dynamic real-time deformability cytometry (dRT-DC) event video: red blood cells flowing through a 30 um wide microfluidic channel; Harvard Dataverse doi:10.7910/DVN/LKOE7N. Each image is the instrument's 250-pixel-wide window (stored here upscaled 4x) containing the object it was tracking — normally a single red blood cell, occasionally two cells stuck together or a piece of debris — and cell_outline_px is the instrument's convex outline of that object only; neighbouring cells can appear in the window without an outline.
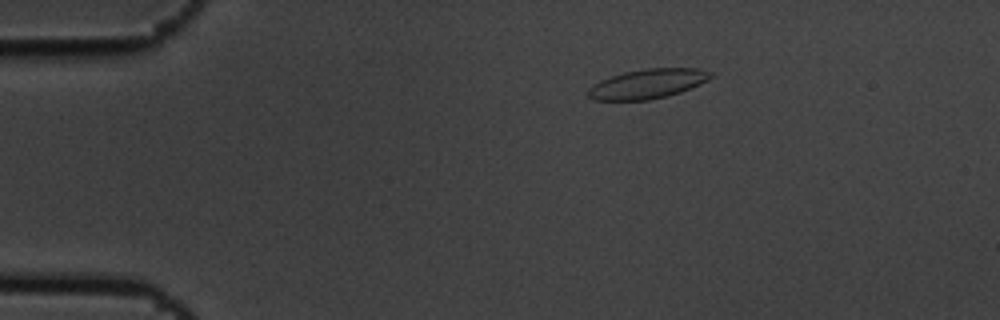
{"species": "common noctule bat (a hibernating species)", "species_latin": "Nyctalus noctula", "temperature_condition": "cold", "stored_images_in_passage": 4, "camera_frame_rate_fps": 3000, "um_per_image_px": 0.085, "animal": {"sex": "male", "body_mass_g": 19.5, "forearm_length_mm": 54.6}, "frame": {"image": 1, "passage_image": 1, "time_ms": 0.0, "image_size_px": [1000, 320], "cell_outline_px": [[712, 76], [708, 80], [700, 84], [680, 92], [668, 96], [648, 100], [592, 100], [588, 96], [588, 88], [592, 84], [600, 80], [624, 72], [648, 68], [700, 68], [712, 72]], "centroid_in_image_um": [55.04, 7.12], "position_along_channel_um": 30.0, "area_um2": 21.15}}
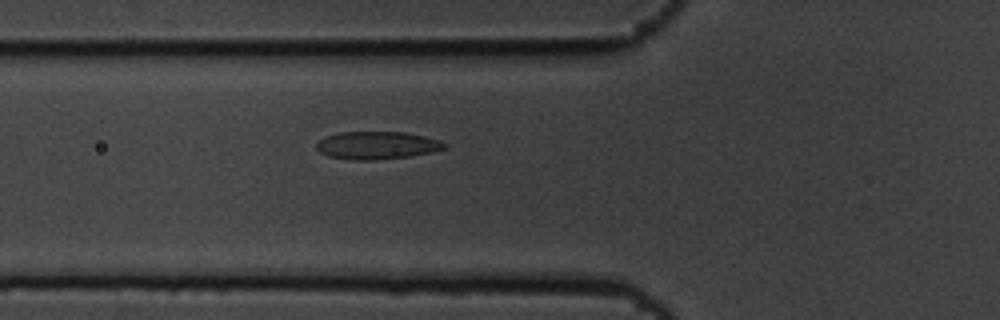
{"frame": {"image": 2, "passage_image": 4, "time_ms": 1.0, "image_size_px": [1000, 320], "cell_outline_px": [[448, 148], [432, 152], [412, 156], [372, 160], [356, 160], [328, 156], [320, 152], [316, 148], [316, 144], [320, 140], [328, 136], [340, 132], [404, 132], [424, 136], [440, 140], [448, 144]], "centroid_in_image_um": [32.1, 12.35], "position_along_channel_um": 93.7, "area_um2": 20.69}}